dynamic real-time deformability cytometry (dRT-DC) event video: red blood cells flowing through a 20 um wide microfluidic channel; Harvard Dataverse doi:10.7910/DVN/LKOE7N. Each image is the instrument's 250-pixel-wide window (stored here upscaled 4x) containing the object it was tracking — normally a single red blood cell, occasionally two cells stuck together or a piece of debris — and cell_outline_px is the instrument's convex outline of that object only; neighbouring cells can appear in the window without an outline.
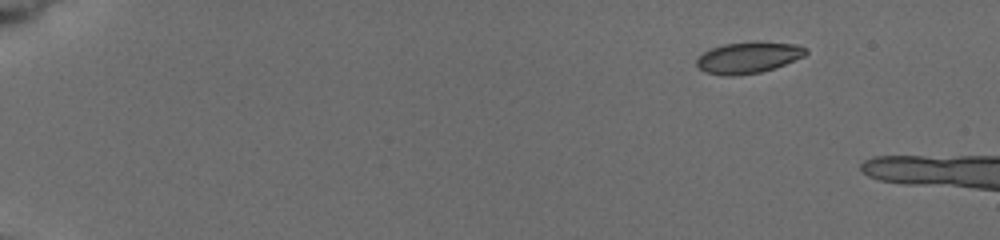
{"species": "common noctule bat (a hibernating species)", "species_latin": "Nyctalus noctula", "temperature_condition": "cold", "stored_images_in_passage": 3, "camera_frame_rate_fps": 3000, "um_per_image_px": 0.085, "animal": {"sex": "female", "body_mass_g": 19.5, "forearm_length_mm": 54.1}, "frame": {"image": 1, "passage_image": 1, "time_ms": 0.0, "image_size_px": [1000, 240], "cell_outline_px": [[808, 52], [804, 56], [784, 64], [760, 72], [732, 76], [724, 76], [704, 72], [696, 64], [696, 60], [704, 52], [712, 48], [724, 44], [756, 40], [796, 44], [808, 48]], "centroid_in_image_um": [63.62, 4.87], "position_along_channel_um": 21.4, "area_um2": 20.06}}